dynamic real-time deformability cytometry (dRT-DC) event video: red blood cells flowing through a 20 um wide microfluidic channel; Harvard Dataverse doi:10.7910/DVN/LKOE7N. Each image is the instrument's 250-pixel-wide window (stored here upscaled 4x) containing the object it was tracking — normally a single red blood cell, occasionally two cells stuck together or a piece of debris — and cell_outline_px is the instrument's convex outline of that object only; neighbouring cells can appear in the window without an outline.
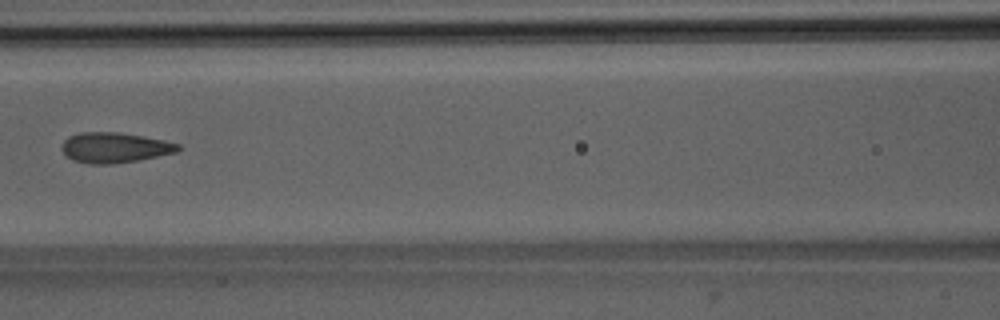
{"species": "Egyptian fruit bat (a non-hibernating species)", "species_latin": "Rousettus aegyptiacus", "temperature_condition": "room temperature", "stored_images_in_passage": 5, "camera_frame_rate_fps": 3000, "um_per_image_px": 0.085, "animal": {"sex": "male"}, "frame": {"image": 1, "passage_image": 5, "time_ms": 4.667, "image_size_px": [1000, 320], "cell_outline_px": [[180, 148], [176, 152], [136, 160], [112, 164], [88, 164], [72, 160], [60, 148], [64, 140], [68, 136], [80, 132], [116, 132], [144, 136], [164, 140], [180, 144]], "centroid_in_image_um": [9.71, 12.54], "position_along_channel_um": 156.9, "area_um2": 20.46}}